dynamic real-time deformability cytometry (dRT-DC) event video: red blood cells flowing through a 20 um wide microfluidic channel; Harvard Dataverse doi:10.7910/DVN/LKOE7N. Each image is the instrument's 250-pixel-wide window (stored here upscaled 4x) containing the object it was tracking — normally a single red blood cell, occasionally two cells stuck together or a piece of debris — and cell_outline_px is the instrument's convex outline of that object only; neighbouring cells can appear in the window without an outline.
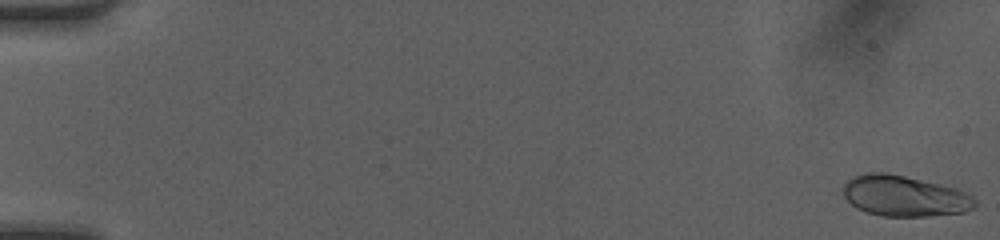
{"species": "human", "species_latin": "Homo sapiens", "temperature_condition": "room temperature", "stored_images_in_passage": 49, "camera_frame_rate_fps": 3000, "um_per_image_px": 0.085, "donor": {"sex": "female"}, "frame": {"image": 1, "passage_image": 1, "time_ms": 0.0, "image_size_px": [1000, 240], "cell_outline_px": [[976, 204], [972, 208], [964, 212], [928, 216], [884, 216], [868, 212], [856, 208], [844, 196], [844, 184], [848, 180], [856, 176], [868, 172], [884, 172], [904, 176], [956, 188], [972, 196], [976, 200]], "centroid_in_image_um": [76.88, 16.66], "position_along_channel_um": 8.1, "area_um2": 30.92}}
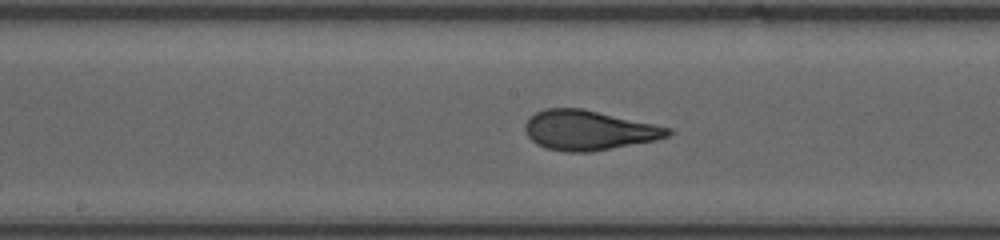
{"frame": {"image": 2, "passage_image": 27, "time_ms": 8.667, "image_size_px": [1000, 240], "cell_outline_px": [[672, 132], [668, 136], [656, 140], [592, 152], [564, 152], [548, 148], [536, 144], [528, 136], [524, 128], [524, 124], [536, 112], [544, 108], [584, 108], [672, 128]], "centroid_in_image_um": [50.04, 11.07], "position_along_channel_um": 198.2, "area_um2": 33.18}}
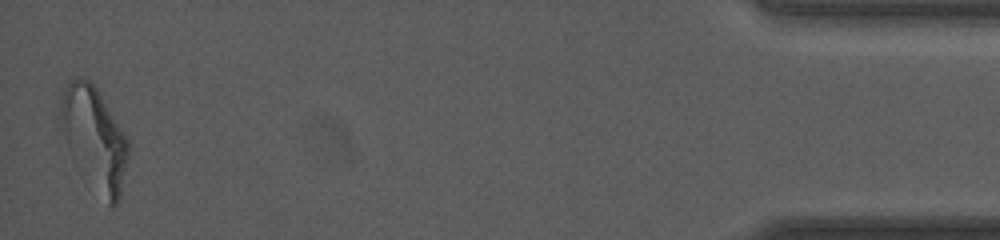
{"frame": {"image": 3, "passage_image": 49, "time_ms": 16.0, "image_size_px": [1000, 240], "cell_outline_px": [[128, 156], [120, 200], [112, 208], [108, 204], [76, 168], [72, 160], [68, 148], [60, 116], [60, 100], [64, 88], [68, 80], [76, 76], [88, 80], [96, 88], [128, 140]], "centroid_in_image_um": [8.0, 11.8], "position_along_channel_um": 427.2, "area_um2": 40.23}, "authors_computed_cell_mechanics": {"area_um2": 32.7726, "velocity_mm_per_s": 4.2325, "shape_relaxation_time_tau1_ms": 4.8259, "shape_relaxation_time_tau2_ms": 0.6331, "deformation_change_tau1": 0.1799, "deformation_change_tau2": 0.0571}}